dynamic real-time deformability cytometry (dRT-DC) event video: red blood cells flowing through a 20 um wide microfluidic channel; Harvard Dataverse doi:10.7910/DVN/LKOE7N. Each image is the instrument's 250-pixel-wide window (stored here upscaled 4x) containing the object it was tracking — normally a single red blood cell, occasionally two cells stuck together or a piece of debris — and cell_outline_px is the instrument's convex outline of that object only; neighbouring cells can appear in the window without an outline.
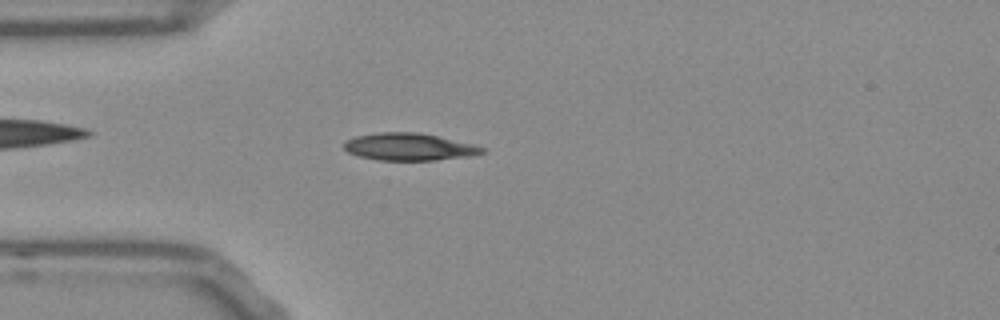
{"species": "Egyptian fruit bat (a non-hibernating species)", "species_latin": "Rousettus aegyptiacus", "temperature_condition": "room temperature", "stored_images_in_passage": 52, "camera_frame_rate_fps": 3000, "um_per_image_px": 0.085, "frame": {"image": 1, "passage_image": 13, "time_ms": 4.0, "image_size_px": [1000, 320], "cell_outline_px": [[488, 152], [472, 156], [436, 160], [380, 160], [360, 156], [348, 152], [344, 148], [344, 140], [356, 136], [380, 132], [416, 132], [436, 136], [472, 144], [488, 148]], "centroid_in_image_um": [34.81, 12.48], "position_along_channel_um": 50.2, "area_um2": 21.96}}
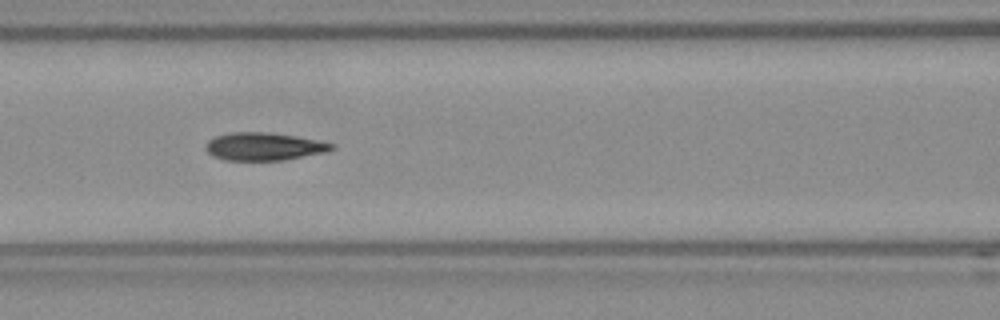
{"frame": {"image": 2, "passage_image": 21, "time_ms": 6.667, "image_size_px": [1000, 320], "cell_outline_px": [[336, 148], [328, 152], [284, 160], [224, 160], [212, 156], [204, 148], [204, 144], [208, 140], [216, 136], [232, 132], [264, 132], [296, 136], [336, 144]], "centroid_in_image_um": [22.44, 12.46], "position_along_channel_um": 144.2, "area_um2": 20.58}}
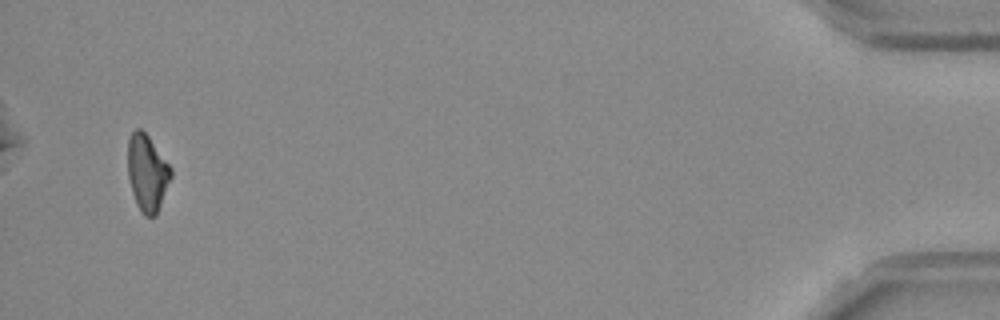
{"frame": {"image": 3, "passage_image": 50, "time_ms": 16.333, "image_size_px": [1000, 320], "cell_outline_px": [[172, 176], [156, 216], [144, 216], [140, 212], [136, 204], [132, 192], [128, 176], [128, 140], [132, 132], [136, 128], [140, 128], [148, 136], [172, 168]], "centroid_in_image_um": [12.51, 14.71], "position_along_channel_um": 422.7, "area_um2": 19.25}, "authors_computed_cell_mechanics": {"area_um2": 20.7213, "velocity_mm_per_s": 3.7884, "shape_relaxation_time_tau1_ms": 4.6119, "shape_relaxation_time_tau2_ms": 2.8783, "deformation_change_tau1": 0.1709, "deformation_change_tau2": 0.111}}